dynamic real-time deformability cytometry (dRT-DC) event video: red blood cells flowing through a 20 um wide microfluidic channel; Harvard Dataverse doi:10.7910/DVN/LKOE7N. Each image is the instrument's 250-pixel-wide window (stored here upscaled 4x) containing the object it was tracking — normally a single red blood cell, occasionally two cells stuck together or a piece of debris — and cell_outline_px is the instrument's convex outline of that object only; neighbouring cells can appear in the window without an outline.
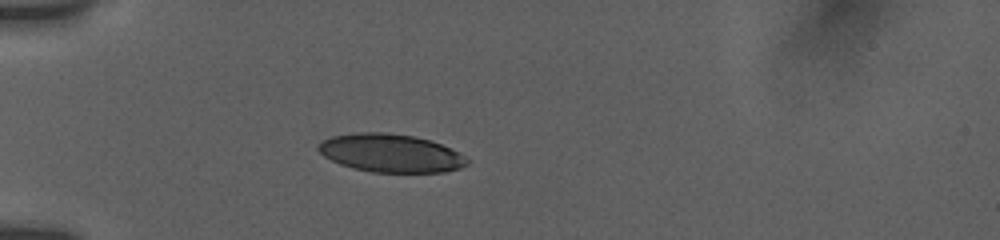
{"species": "human", "species_latin": "Homo sapiens", "temperature_condition": "room temperature", "stored_images_in_passage": 5, "camera_frame_rate_fps": 3000, "um_per_image_px": 0.085, "donor": {"sex": "female"}, "frame": {"image": 1, "passage_image": 1, "time_ms": 0.0, "image_size_px": [1000, 240], "cell_outline_px": [[468, 164], [460, 168], [444, 172], [372, 172], [352, 168], [340, 164], [324, 156], [316, 148], [324, 140], [332, 136], [364, 132], [380, 132], [412, 136], [428, 140], [440, 144], [456, 152], [468, 160]], "centroid_in_image_um": [33.18, 13.03], "position_along_channel_um": 51.8, "area_um2": 32.54}}
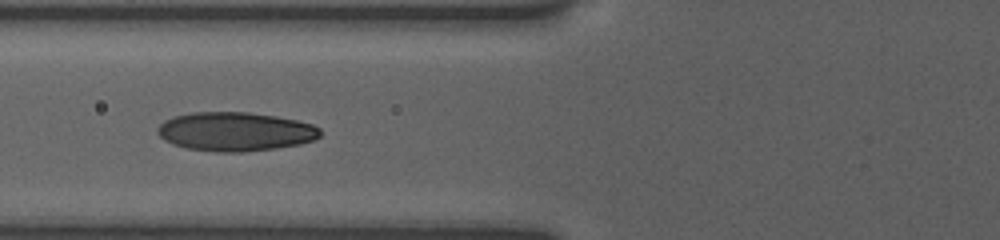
{"frame": {"image": 2, "passage_image": 3, "time_ms": 2.0, "image_size_px": [1000, 240], "cell_outline_px": [[320, 136], [316, 140], [300, 144], [276, 148], [244, 152], [216, 152], [188, 148], [172, 144], [164, 140], [156, 132], [156, 128], [164, 120], [172, 116], [192, 112], [248, 112], [276, 116], [296, 120], [312, 124], [320, 128]], "centroid_in_image_um": [19.98, 11.18], "position_along_channel_um": 105.8, "area_um2": 37.17}}
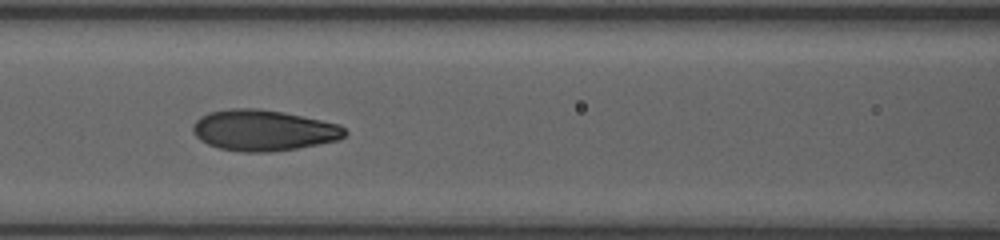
{"frame": {"image": 3, "passage_image": 4, "time_ms": 3.0, "image_size_px": [1000, 240], "cell_outline_px": [[348, 132], [340, 140], [296, 148], [272, 152], [240, 152], [220, 148], [208, 144], [200, 140], [192, 132], [192, 124], [200, 116], [208, 112], [228, 108], [256, 108], [284, 112], [340, 124]], "centroid_in_image_um": [22.38, 11.07], "position_along_channel_um": 144.2, "area_um2": 36.53}}